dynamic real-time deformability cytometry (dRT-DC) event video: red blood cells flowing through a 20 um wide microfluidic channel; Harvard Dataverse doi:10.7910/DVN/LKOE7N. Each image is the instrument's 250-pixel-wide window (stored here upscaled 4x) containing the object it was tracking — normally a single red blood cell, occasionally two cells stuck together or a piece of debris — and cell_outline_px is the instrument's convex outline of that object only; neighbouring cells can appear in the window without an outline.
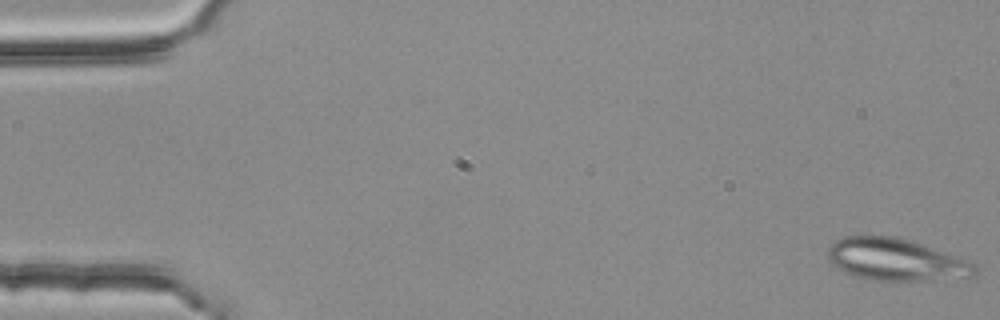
{"species": "common noctule bat (a hibernating species)", "species_latin": "Nyctalus noctula", "temperature_condition": "room temperature", "stored_images_in_passage": 5, "camera_frame_rate_fps": 3000, "um_per_image_px": 0.085, "animal": {"sex": "female", "body_mass_g": 25.1}, "frame": {"image": 1, "passage_image": 1, "time_ms": 0.0, "image_size_px": [1000, 320], "cell_outline_px": [[976, 276], [920, 280], [876, 280], [856, 276], [836, 268], [828, 260], [828, 248], [840, 236], [896, 236], [912, 240], [972, 260], [976, 264]], "centroid_in_image_um": [76.19, 22.04], "position_along_channel_um": 8.8, "area_um2": 36.3}}